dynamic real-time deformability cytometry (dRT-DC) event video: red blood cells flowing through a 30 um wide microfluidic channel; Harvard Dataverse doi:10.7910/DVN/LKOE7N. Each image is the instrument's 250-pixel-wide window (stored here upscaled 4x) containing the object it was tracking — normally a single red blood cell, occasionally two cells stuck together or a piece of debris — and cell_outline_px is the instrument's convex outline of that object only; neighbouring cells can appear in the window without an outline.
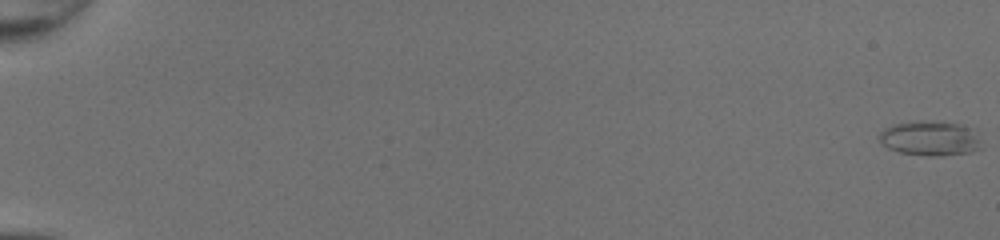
{"species": "common noctule bat (a hibernating species)", "species_latin": "Nyctalus noctula", "temperature_condition": "room temperature", "stored_images_in_passage": 51, "camera_frame_rate_fps": 3000, "um_per_image_px": 0.085, "animal": {"sex": "female", "body_mass_g": 20.0, "forearm_length_mm": 54.0}, "frame": {"image": 1, "passage_image": 1, "time_ms": 0.0, "image_size_px": [1000, 240], "cell_outline_px": [[984, 148], [972, 152], [936, 156], [932, 156], [900, 152], [888, 148], [880, 144], [880, 132], [884, 128], [892, 124], [920, 120], [940, 120], [976, 128]], "centroid_in_image_um": [79.13, 11.73], "position_along_channel_um": 5.9, "area_um2": 21.33}}
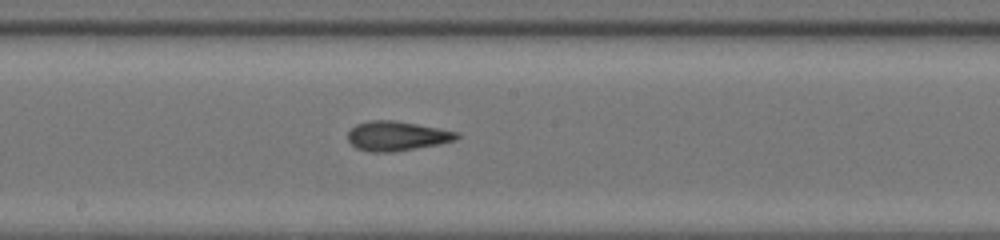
{"frame": {"image": 2, "passage_image": 31, "time_ms": 10.0, "image_size_px": [1000, 240], "cell_outline_px": [[460, 136], [456, 140], [440, 144], [392, 152], [368, 152], [356, 148], [348, 140], [348, 132], [356, 124], [368, 120], [396, 120], [460, 132]], "centroid_in_image_um": [33.74, 11.55], "position_along_channel_um": 214.5, "area_um2": 18.9}}
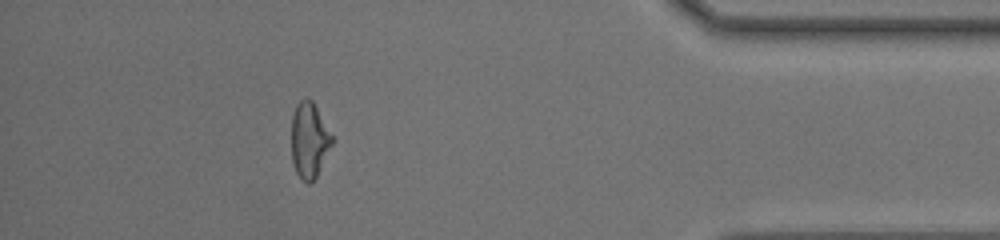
{"frame": {"image": 3, "passage_image": 47, "time_ms": 15.333, "image_size_px": [1000, 240], "cell_outline_px": [[336, 140], [312, 184], [308, 184], [300, 180], [296, 172], [292, 160], [292, 116], [296, 104], [300, 100], [312, 100]], "centroid_in_image_um": [26.32, 11.97], "position_along_channel_um": 408.9, "area_um2": 18.21}, "authors_computed_cell_mechanics": {"area_um2": 18.9006, "velocity_mm_per_s": 4.3411, "shape_relaxation_time_tau1_ms": 10.5105, "shape_relaxation_time_tau2_ms": 2.0885, "deformation_change_tau1": 0.2408, "deformation_change_tau2": 0.1098}}